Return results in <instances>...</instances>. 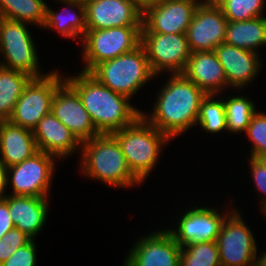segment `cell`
<instances>
[{
  "label": "cell",
  "mask_w": 266,
  "mask_h": 266,
  "mask_svg": "<svg viewBox=\"0 0 266 266\" xmlns=\"http://www.w3.org/2000/svg\"><path fill=\"white\" fill-rule=\"evenodd\" d=\"M182 74L207 95L224 94V91L230 89L223 67L214 51L192 52Z\"/></svg>",
  "instance_id": "cell-21"
},
{
  "label": "cell",
  "mask_w": 266,
  "mask_h": 266,
  "mask_svg": "<svg viewBox=\"0 0 266 266\" xmlns=\"http://www.w3.org/2000/svg\"><path fill=\"white\" fill-rule=\"evenodd\" d=\"M123 260V266H180L181 249L167 228L139 236Z\"/></svg>",
  "instance_id": "cell-13"
},
{
  "label": "cell",
  "mask_w": 266,
  "mask_h": 266,
  "mask_svg": "<svg viewBox=\"0 0 266 266\" xmlns=\"http://www.w3.org/2000/svg\"><path fill=\"white\" fill-rule=\"evenodd\" d=\"M45 0H0V18H6L38 26L42 29L46 20Z\"/></svg>",
  "instance_id": "cell-25"
},
{
  "label": "cell",
  "mask_w": 266,
  "mask_h": 266,
  "mask_svg": "<svg viewBox=\"0 0 266 266\" xmlns=\"http://www.w3.org/2000/svg\"><path fill=\"white\" fill-rule=\"evenodd\" d=\"M196 126L211 136L227 131L226 112L223 98L219 94H208L201 101Z\"/></svg>",
  "instance_id": "cell-28"
},
{
  "label": "cell",
  "mask_w": 266,
  "mask_h": 266,
  "mask_svg": "<svg viewBox=\"0 0 266 266\" xmlns=\"http://www.w3.org/2000/svg\"><path fill=\"white\" fill-rule=\"evenodd\" d=\"M241 213L234 208L227 215L216 239L221 266H256L257 241Z\"/></svg>",
  "instance_id": "cell-10"
},
{
  "label": "cell",
  "mask_w": 266,
  "mask_h": 266,
  "mask_svg": "<svg viewBox=\"0 0 266 266\" xmlns=\"http://www.w3.org/2000/svg\"><path fill=\"white\" fill-rule=\"evenodd\" d=\"M202 0H161L143 11L141 32L186 34Z\"/></svg>",
  "instance_id": "cell-14"
},
{
  "label": "cell",
  "mask_w": 266,
  "mask_h": 266,
  "mask_svg": "<svg viewBox=\"0 0 266 266\" xmlns=\"http://www.w3.org/2000/svg\"><path fill=\"white\" fill-rule=\"evenodd\" d=\"M228 19L215 2H201L186 36L191 52L214 51L225 42Z\"/></svg>",
  "instance_id": "cell-15"
},
{
  "label": "cell",
  "mask_w": 266,
  "mask_h": 266,
  "mask_svg": "<svg viewBox=\"0 0 266 266\" xmlns=\"http://www.w3.org/2000/svg\"><path fill=\"white\" fill-rule=\"evenodd\" d=\"M51 112L80 143L100 135L78 93L66 81L56 89L52 99Z\"/></svg>",
  "instance_id": "cell-16"
},
{
  "label": "cell",
  "mask_w": 266,
  "mask_h": 266,
  "mask_svg": "<svg viewBox=\"0 0 266 266\" xmlns=\"http://www.w3.org/2000/svg\"><path fill=\"white\" fill-rule=\"evenodd\" d=\"M157 90L150 114L142 116L171 140L196 126L201 101L206 93L183 74H169ZM145 112V113H144Z\"/></svg>",
  "instance_id": "cell-1"
},
{
  "label": "cell",
  "mask_w": 266,
  "mask_h": 266,
  "mask_svg": "<svg viewBox=\"0 0 266 266\" xmlns=\"http://www.w3.org/2000/svg\"><path fill=\"white\" fill-rule=\"evenodd\" d=\"M55 1L62 3L65 8L58 13L47 3L46 20L42 29H48V32L49 30H56L59 36L67 39H77L79 40L77 43H81L87 30L85 5L66 0Z\"/></svg>",
  "instance_id": "cell-23"
},
{
  "label": "cell",
  "mask_w": 266,
  "mask_h": 266,
  "mask_svg": "<svg viewBox=\"0 0 266 266\" xmlns=\"http://www.w3.org/2000/svg\"><path fill=\"white\" fill-rule=\"evenodd\" d=\"M57 161L56 157L38 151L20 164L7 167V188L12 189L8 195L50 197Z\"/></svg>",
  "instance_id": "cell-9"
},
{
  "label": "cell",
  "mask_w": 266,
  "mask_h": 266,
  "mask_svg": "<svg viewBox=\"0 0 266 266\" xmlns=\"http://www.w3.org/2000/svg\"><path fill=\"white\" fill-rule=\"evenodd\" d=\"M64 81L65 75L60 74L57 68H53L45 76L32 78L25 86L8 120L33 131L40 119L51 112L53 96Z\"/></svg>",
  "instance_id": "cell-8"
},
{
  "label": "cell",
  "mask_w": 266,
  "mask_h": 266,
  "mask_svg": "<svg viewBox=\"0 0 266 266\" xmlns=\"http://www.w3.org/2000/svg\"><path fill=\"white\" fill-rule=\"evenodd\" d=\"M79 154L80 172L89 180L126 190L142 185L130 170L119 143L111 134H100L82 142Z\"/></svg>",
  "instance_id": "cell-3"
},
{
  "label": "cell",
  "mask_w": 266,
  "mask_h": 266,
  "mask_svg": "<svg viewBox=\"0 0 266 266\" xmlns=\"http://www.w3.org/2000/svg\"><path fill=\"white\" fill-rule=\"evenodd\" d=\"M28 27L24 22L0 18V66L40 78L50 71L44 73L40 68L38 48Z\"/></svg>",
  "instance_id": "cell-6"
},
{
  "label": "cell",
  "mask_w": 266,
  "mask_h": 266,
  "mask_svg": "<svg viewBox=\"0 0 266 266\" xmlns=\"http://www.w3.org/2000/svg\"><path fill=\"white\" fill-rule=\"evenodd\" d=\"M65 81L78 93L82 104L100 134H111L130 126L142 114L127 96L101 84L90 73L79 71Z\"/></svg>",
  "instance_id": "cell-2"
},
{
  "label": "cell",
  "mask_w": 266,
  "mask_h": 266,
  "mask_svg": "<svg viewBox=\"0 0 266 266\" xmlns=\"http://www.w3.org/2000/svg\"><path fill=\"white\" fill-rule=\"evenodd\" d=\"M265 0H216L228 21H248L265 16ZM264 11V12H263Z\"/></svg>",
  "instance_id": "cell-30"
},
{
  "label": "cell",
  "mask_w": 266,
  "mask_h": 266,
  "mask_svg": "<svg viewBox=\"0 0 266 266\" xmlns=\"http://www.w3.org/2000/svg\"><path fill=\"white\" fill-rule=\"evenodd\" d=\"M225 43L260 54L259 49L266 46V16L248 21H228Z\"/></svg>",
  "instance_id": "cell-24"
},
{
  "label": "cell",
  "mask_w": 266,
  "mask_h": 266,
  "mask_svg": "<svg viewBox=\"0 0 266 266\" xmlns=\"http://www.w3.org/2000/svg\"><path fill=\"white\" fill-rule=\"evenodd\" d=\"M111 135L119 143L130 170L142 183L157 166L163 149L172 141L142 115L130 126Z\"/></svg>",
  "instance_id": "cell-4"
},
{
  "label": "cell",
  "mask_w": 266,
  "mask_h": 266,
  "mask_svg": "<svg viewBox=\"0 0 266 266\" xmlns=\"http://www.w3.org/2000/svg\"><path fill=\"white\" fill-rule=\"evenodd\" d=\"M245 136L251 142L250 157L266 159V113L256 111L250 124L247 126Z\"/></svg>",
  "instance_id": "cell-31"
},
{
  "label": "cell",
  "mask_w": 266,
  "mask_h": 266,
  "mask_svg": "<svg viewBox=\"0 0 266 266\" xmlns=\"http://www.w3.org/2000/svg\"><path fill=\"white\" fill-rule=\"evenodd\" d=\"M261 213H263L262 215H264V218L266 220V204H264L260 209Z\"/></svg>",
  "instance_id": "cell-39"
},
{
  "label": "cell",
  "mask_w": 266,
  "mask_h": 266,
  "mask_svg": "<svg viewBox=\"0 0 266 266\" xmlns=\"http://www.w3.org/2000/svg\"><path fill=\"white\" fill-rule=\"evenodd\" d=\"M141 45L156 78L163 72L182 74L192 53L186 34L141 32Z\"/></svg>",
  "instance_id": "cell-12"
},
{
  "label": "cell",
  "mask_w": 266,
  "mask_h": 266,
  "mask_svg": "<svg viewBox=\"0 0 266 266\" xmlns=\"http://www.w3.org/2000/svg\"><path fill=\"white\" fill-rule=\"evenodd\" d=\"M7 186V167L0 160V200L4 199L7 196Z\"/></svg>",
  "instance_id": "cell-36"
},
{
  "label": "cell",
  "mask_w": 266,
  "mask_h": 266,
  "mask_svg": "<svg viewBox=\"0 0 266 266\" xmlns=\"http://www.w3.org/2000/svg\"><path fill=\"white\" fill-rule=\"evenodd\" d=\"M10 218L16 228L32 240L43 230L49 218V197L7 195Z\"/></svg>",
  "instance_id": "cell-20"
},
{
  "label": "cell",
  "mask_w": 266,
  "mask_h": 266,
  "mask_svg": "<svg viewBox=\"0 0 266 266\" xmlns=\"http://www.w3.org/2000/svg\"><path fill=\"white\" fill-rule=\"evenodd\" d=\"M188 205L190 207L188 209L185 207L186 211L180 212L179 216L175 217L176 228L167 227L180 247L199 242L216 241L225 218L235 207L232 205L231 208H227L228 210L225 207V210L221 212L218 211L217 206L197 205V207H191L190 204Z\"/></svg>",
  "instance_id": "cell-11"
},
{
  "label": "cell",
  "mask_w": 266,
  "mask_h": 266,
  "mask_svg": "<svg viewBox=\"0 0 266 266\" xmlns=\"http://www.w3.org/2000/svg\"><path fill=\"white\" fill-rule=\"evenodd\" d=\"M130 1L134 3L141 11H144L147 7H150L161 0H130Z\"/></svg>",
  "instance_id": "cell-37"
},
{
  "label": "cell",
  "mask_w": 266,
  "mask_h": 266,
  "mask_svg": "<svg viewBox=\"0 0 266 266\" xmlns=\"http://www.w3.org/2000/svg\"><path fill=\"white\" fill-rule=\"evenodd\" d=\"M223 103L226 112L227 134H242L246 132L247 126L250 124L253 115L256 113V104L244 94L227 95L223 97Z\"/></svg>",
  "instance_id": "cell-27"
},
{
  "label": "cell",
  "mask_w": 266,
  "mask_h": 266,
  "mask_svg": "<svg viewBox=\"0 0 266 266\" xmlns=\"http://www.w3.org/2000/svg\"><path fill=\"white\" fill-rule=\"evenodd\" d=\"M66 1H72V2H75V3H78V4L86 5L91 0H66Z\"/></svg>",
  "instance_id": "cell-38"
},
{
  "label": "cell",
  "mask_w": 266,
  "mask_h": 266,
  "mask_svg": "<svg viewBox=\"0 0 266 266\" xmlns=\"http://www.w3.org/2000/svg\"><path fill=\"white\" fill-rule=\"evenodd\" d=\"M32 79L26 73L0 66V120H8L25 86Z\"/></svg>",
  "instance_id": "cell-26"
},
{
  "label": "cell",
  "mask_w": 266,
  "mask_h": 266,
  "mask_svg": "<svg viewBox=\"0 0 266 266\" xmlns=\"http://www.w3.org/2000/svg\"><path fill=\"white\" fill-rule=\"evenodd\" d=\"M85 7L87 30L142 26L143 11L130 0H91Z\"/></svg>",
  "instance_id": "cell-18"
},
{
  "label": "cell",
  "mask_w": 266,
  "mask_h": 266,
  "mask_svg": "<svg viewBox=\"0 0 266 266\" xmlns=\"http://www.w3.org/2000/svg\"><path fill=\"white\" fill-rule=\"evenodd\" d=\"M37 245L35 240L18 248L0 266H36L37 264Z\"/></svg>",
  "instance_id": "cell-34"
},
{
  "label": "cell",
  "mask_w": 266,
  "mask_h": 266,
  "mask_svg": "<svg viewBox=\"0 0 266 266\" xmlns=\"http://www.w3.org/2000/svg\"><path fill=\"white\" fill-rule=\"evenodd\" d=\"M180 266H221L216 241L199 242L182 247Z\"/></svg>",
  "instance_id": "cell-29"
},
{
  "label": "cell",
  "mask_w": 266,
  "mask_h": 266,
  "mask_svg": "<svg viewBox=\"0 0 266 266\" xmlns=\"http://www.w3.org/2000/svg\"><path fill=\"white\" fill-rule=\"evenodd\" d=\"M38 151L32 130L1 120L0 160L6 167L20 164Z\"/></svg>",
  "instance_id": "cell-22"
},
{
  "label": "cell",
  "mask_w": 266,
  "mask_h": 266,
  "mask_svg": "<svg viewBox=\"0 0 266 266\" xmlns=\"http://www.w3.org/2000/svg\"><path fill=\"white\" fill-rule=\"evenodd\" d=\"M249 158V171L250 177H252L253 184L257 190L256 192L259 195L257 208H261L264 204H266V159H258L254 157Z\"/></svg>",
  "instance_id": "cell-32"
},
{
  "label": "cell",
  "mask_w": 266,
  "mask_h": 266,
  "mask_svg": "<svg viewBox=\"0 0 266 266\" xmlns=\"http://www.w3.org/2000/svg\"><path fill=\"white\" fill-rule=\"evenodd\" d=\"M214 52L233 91H243L251 85L263 67L260 54L225 42L216 47Z\"/></svg>",
  "instance_id": "cell-17"
},
{
  "label": "cell",
  "mask_w": 266,
  "mask_h": 266,
  "mask_svg": "<svg viewBox=\"0 0 266 266\" xmlns=\"http://www.w3.org/2000/svg\"><path fill=\"white\" fill-rule=\"evenodd\" d=\"M14 227L10 218L8 204L2 199L0 200V239Z\"/></svg>",
  "instance_id": "cell-35"
},
{
  "label": "cell",
  "mask_w": 266,
  "mask_h": 266,
  "mask_svg": "<svg viewBox=\"0 0 266 266\" xmlns=\"http://www.w3.org/2000/svg\"><path fill=\"white\" fill-rule=\"evenodd\" d=\"M203 2H215L216 0H202Z\"/></svg>",
  "instance_id": "cell-40"
},
{
  "label": "cell",
  "mask_w": 266,
  "mask_h": 266,
  "mask_svg": "<svg viewBox=\"0 0 266 266\" xmlns=\"http://www.w3.org/2000/svg\"><path fill=\"white\" fill-rule=\"evenodd\" d=\"M90 74L104 86L130 99L156 77L150 69L142 45L131 52L98 64Z\"/></svg>",
  "instance_id": "cell-5"
},
{
  "label": "cell",
  "mask_w": 266,
  "mask_h": 266,
  "mask_svg": "<svg viewBox=\"0 0 266 266\" xmlns=\"http://www.w3.org/2000/svg\"><path fill=\"white\" fill-rule=\"evenodd\" d=\"M32 239L14 227L0 239V265L20 247Z\"/></svg>",
  "instance_id": "cell-33"
},
{
  "label": "cell",
  "mask_w": 266,
  "mask_h": 266,
  "mask_svg": "<svg viewBox=\"0 0 266 266\" xmlns=\"http://www.w3.org/2000/svg\"><path fill=\"white\" fill-rule=\"evenodd\" d=\"M33 136L39 151L50 154L58 160L81 152V143L52 112L40 119L33 129Z\"/></svg>",
  "instance_id": "cell-19"
},
{
  "label": "cell",
  "mask_w": 266,
  "mask_h": 266,
  "mask_svg": "<svg viewBox=\"0 0 266 266\" xmlns=\"http://www.w3.org/2000/svg\"><path fill=\"white\" fill-rule=\"evenodd\" d=\"M142 26H121L86 30L80 47L82 72L90 73L98 64L133 51L141 45Z\"/></svg>",
  "instance_id": "cell-7"
}]
</instances>
